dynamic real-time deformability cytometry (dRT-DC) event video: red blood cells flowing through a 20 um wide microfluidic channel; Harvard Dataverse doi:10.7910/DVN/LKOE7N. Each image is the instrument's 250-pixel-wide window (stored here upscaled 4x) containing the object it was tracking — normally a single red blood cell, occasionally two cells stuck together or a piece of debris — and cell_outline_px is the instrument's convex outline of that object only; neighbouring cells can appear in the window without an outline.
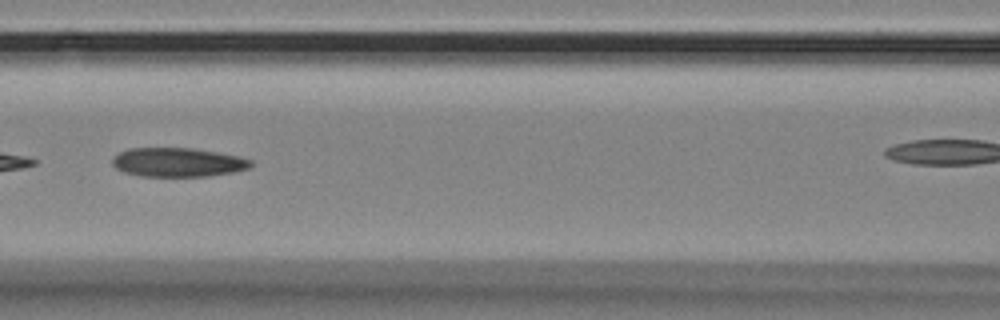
{"species": "Egyptian fruit bat (a non-hibernating species)", "species_latin": "Rousettus aegyptiacus", "temperature_condition": "room temperature", "stored_images_in_passage": 28, "camera_frame_rate_fps": 3000, "um_per_image_px": 0.085, "animal": {"sex": "female"}, "frame": {"image": 1, "passage_image": 16, "time_ms": 5.0, "image_size_px": [1000, 320], "cell_outline_px": [[252, 168], [232, 172], [208, 176], [144, 176], [124, 172], [116, 168], [112, 164], [112, 156], [128, 148], [192, 148], [240, 156], [252, 160]], "centroid_in_image_um": [15.12, 13.79], "position_along_channel_um": 151.5, "area_um2": 23.47}}